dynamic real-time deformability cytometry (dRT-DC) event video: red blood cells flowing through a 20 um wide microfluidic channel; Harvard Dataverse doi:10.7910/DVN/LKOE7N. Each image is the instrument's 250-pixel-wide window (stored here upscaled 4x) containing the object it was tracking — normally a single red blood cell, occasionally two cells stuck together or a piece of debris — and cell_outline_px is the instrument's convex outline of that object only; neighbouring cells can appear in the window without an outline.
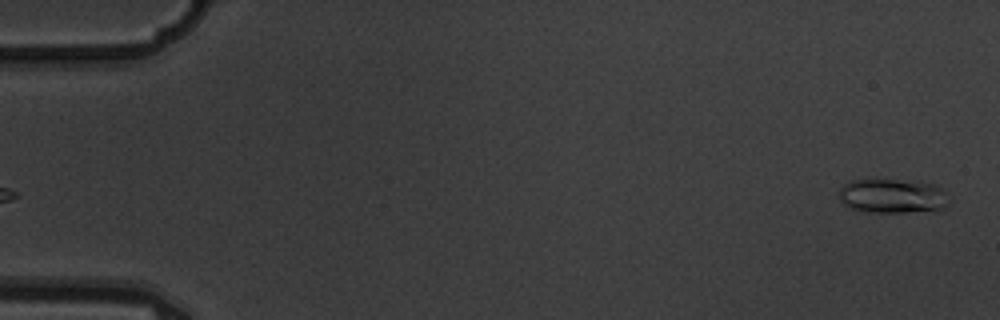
{"species": "common noctule bat (a hibernating species)", "species_latin": "Nyctalus noctula", "temperature_condition": "warm", "stored_images_in_passage": 3, "camera_frame_rate_fps": 3000, "um_per_image_px": 0.085, "animal": {"sex": "male", "body_mass_g": 19.5, "forearm_length_mm": 54.6}, "frame": {"image": 1, "passage_image": 3, "time_ms": 0.667, "image_size_px": [1000, 320], "cell_outline_px": [[948, 204], [944, 208], [904, 212], [860, 212], [844, 204], [840, 200], [840, 188], [844, 184], [852, 180], [896, 180], [936, 184], [944, 192]], "centroid_in_image_um": [75.81, 16.66], "position_along_channel_um": 9.2, "area_um2": 21.62}}